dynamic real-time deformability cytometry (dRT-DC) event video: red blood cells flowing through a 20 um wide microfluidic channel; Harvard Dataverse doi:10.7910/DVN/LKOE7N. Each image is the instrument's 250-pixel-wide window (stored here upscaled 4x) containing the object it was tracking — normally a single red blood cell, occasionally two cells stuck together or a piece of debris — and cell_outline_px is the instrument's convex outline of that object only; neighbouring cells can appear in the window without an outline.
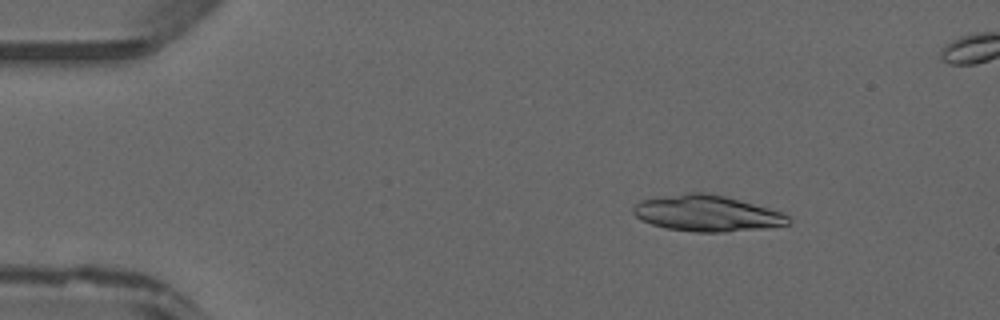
{"species": "common noctule bat (a hibernating species)", "species_latin": "Nyctalus noctula", "temperature_condition": "warm", "stored_images_in_passage": 45, "camera_frame_rate_fps": 3000, "um_per_image_px": 0.085, "animal": {"sex": "male", "forearm_length_mm": 52.5}, "frame": {"image": 1, "passage_image": 7, "time_ms": 2.0, "image_size_px": [1000, 320], "cell_outline_px": [[792, 220], [788, 224], [764, 228], [724, 232], [696, 232], [668, 228], [652, 224], [636, 216], [632, 212], [632, 208], [640, 200], [688, 192], [704, 192], [724, 196], [784, 212]], "centroid_in_image_um": [60.11, 18.13], "position_along_channel_um": 24.9, "area_um2": 32.37}}